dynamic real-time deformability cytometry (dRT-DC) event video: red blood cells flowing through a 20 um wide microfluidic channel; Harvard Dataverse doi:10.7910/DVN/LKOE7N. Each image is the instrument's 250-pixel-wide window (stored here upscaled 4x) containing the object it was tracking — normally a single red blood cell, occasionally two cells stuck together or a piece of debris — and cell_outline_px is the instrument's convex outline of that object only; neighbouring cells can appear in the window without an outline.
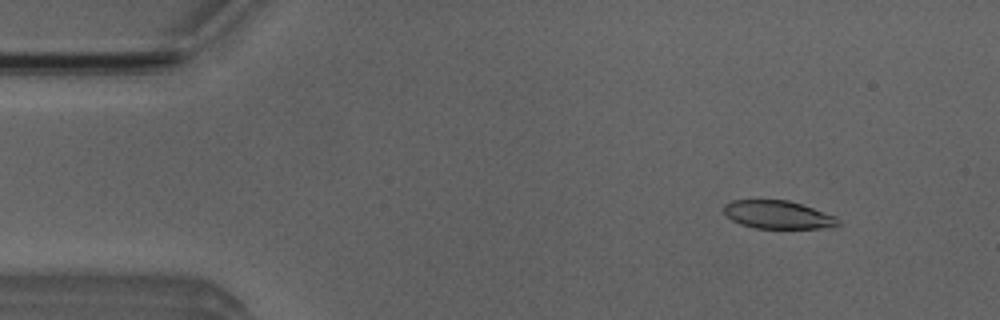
{"species": "Egyptian fruit bat (a non-hibernating species)", "species_latin": "Rousettus aegyptiacus", "temperature_condition": "room temperature", "stored_images_in_passage": 54, "camera_frame_rate_fps": 3000, "um_per_image_px": 0.085, "animal": {"sex": "male"}, "frame": {"image": 1, "passage_image": 6, "time_ms": 1.667, "image_size_px": [1000, 320], "cell_outline_px": [[840, 224], [832, 228], [756, 228], [740, 224], [732, 220], [724, 212], [724, 204], [732, 200], [788, 200], [836, 216], [840, 220]], "centroid_in_image_um": [66.14, 18.26], "position_along_channel_um": 18.9, "area_um2": 18.67}}
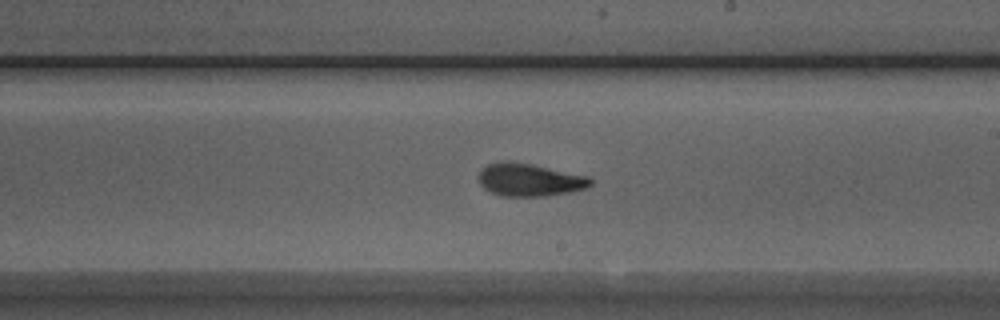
{"frame": {"image": 2, "passage_image": 30, "time_ms": 9.667, "image_size_px": [1000, 320], "cell_outline_px": [[592, 184], [588, 188], [568, 192], [544, 196], [500, 196], [484, 188], [480, 184], [480, 172], [488, 164], [532, 164], [588, 176], [592, 180]], "centroid_in_image_um": [45.09, 15.33], "position_along_channel_um": 243.9, "area_um2": 20.58}}
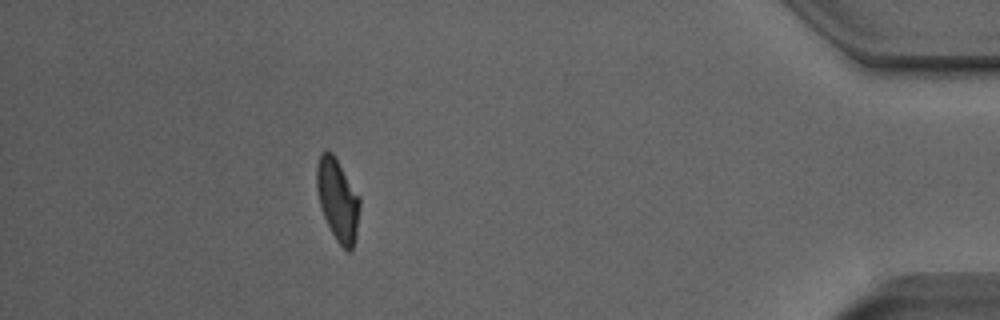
{"frame": {"image": 3, "passage_image": 47, "time_ms": 15.333, "image_size_px": [1000, 320], "cell_outline_px": [[360, 208], [356, 236], [352, 248], [348, 252], [336, 240], [320, 208], [316, 188], [316, 164], [320, 152], [328, 148], [336, 156], [360, 196]], "centroid_in_image_um": [28.69, 16.9], "position_along_channel_um": 406.5, "area_um2": 21.04}, "authors_computed_cell_mechanics": {"area_um2": 20.6057, "velocity_mm_per_s": 3.8712, "shape_relaxation_time_tau1_ms": 5.5937, "shape_relaxation_time_tau2_ms": 2.3241, "deformation_change_tau1": 0.1803, "deformation_change_tau2": 0.09}}